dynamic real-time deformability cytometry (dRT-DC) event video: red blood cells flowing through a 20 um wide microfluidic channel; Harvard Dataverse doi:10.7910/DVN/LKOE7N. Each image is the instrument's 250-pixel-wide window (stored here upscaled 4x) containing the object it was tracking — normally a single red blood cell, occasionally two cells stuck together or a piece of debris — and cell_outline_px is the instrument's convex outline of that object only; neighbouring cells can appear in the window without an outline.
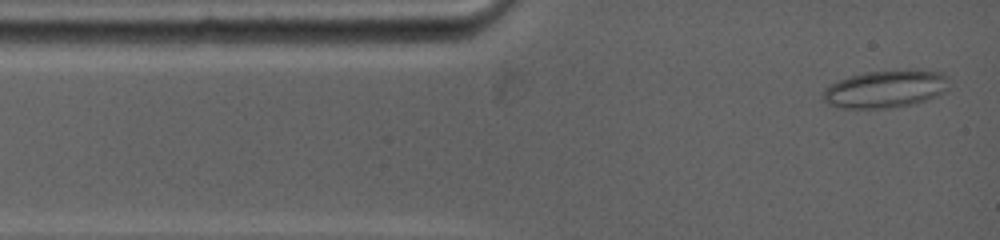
{"species": "common noctule bat (a hibernating species)", "species_latin": "Nyctalus noctula", "temperature_condition": "warm", "stored_images_in_passage": 7, "camera_frame_rate_fps": 5000, "um_per_image_px": 0.085, "animal": {"sex": "female", "body_mass_g": 19.0, "forearm_length_mm": 53.3}, "frame": {"image": 1, "passage_image": 1, "time_ms": 0.0, "image_size_px": [1000, 240], "cell_outline_px": [[948, 76], [936, 92], [920, 100], [900, 104], [832, 104], [824, 96], [824, 88], [828, 84], [836, 80], [848, 76], [864, 72], [912, 68], [916, 68], [940, 72]], "centroid_in_image_um": [75.21, 7.39], "position_along_channel_um": 9.8, "area_um2": 24.8}}
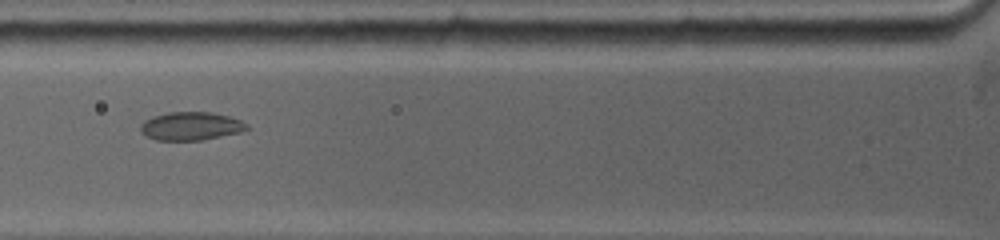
{"frame": {"image": 2, "passage_image": 5, "time_ms": 3.6, "image_size_px": [1000, 240], "cell_outline_px": [[248, 128], [240, 132], [200, 140], [156, 140], [148, 136], [140, 128], [144, 120], [152, 116], [168, 112], [212, 112], [228, 116], [240, 120], [248, 124]], "centroid_in_image_um": [16.23, 10.7], "position_along_channel_um": 109.6, "area_um2": 17.28}}
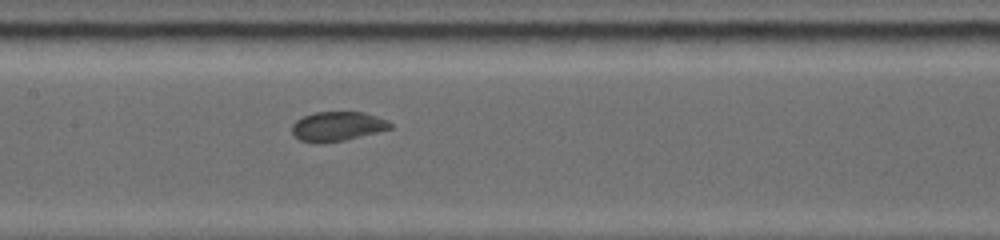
{"frame": {"image": 3, "passage_image": 7, "time_ms": 5.4, "image_size_px": [1000, 240], "cell_outline_px": [[392, 128], [344, 140], [324, 144], [316, 144], [300, 140], [292, 136], [292, 124], [296, 120], [304, 116], [316, 112], [364, 112], [388, 120], [392, 124]], "centroid_in_image_um": [28.64, 10.75], "position_along_channel_um": 178.8, "area_um2": 16.99}}